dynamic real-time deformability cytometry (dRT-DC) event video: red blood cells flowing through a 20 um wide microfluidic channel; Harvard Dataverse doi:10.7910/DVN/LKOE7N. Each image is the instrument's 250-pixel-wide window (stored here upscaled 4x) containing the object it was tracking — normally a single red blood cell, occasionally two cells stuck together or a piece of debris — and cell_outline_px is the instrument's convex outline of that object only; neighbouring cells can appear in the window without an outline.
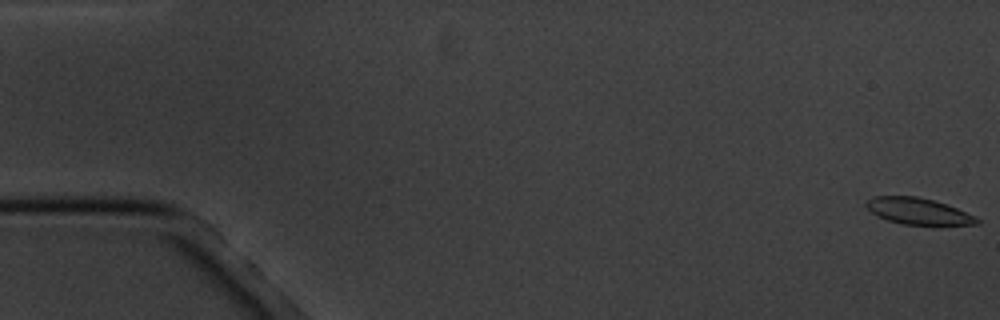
{"species": "common noctule bat (a hibernating species)", "species_latin": "Nyctalus noctula", "temperature_condition": "cold", "stored_images_in_passage": 10, "camera_frame_rate_fps": 3000, "um_per_image_px": 0.085, "animal": {"sex": "male", "body_mass_g": 20.1, "forearm_length_mm": 53.5}, "frame": {"image": 1, "passage_image": 1, "time_ms": 0.0, "image_size_px": [1000, 320], "cell_outline_px": [[980, 224], [940, 228], [900, 224], [876, 216], [864, 204], [868, 200], [876, 196], [916, 196], [932, 200], [956, 208], [976, 216], [980, 220]], "centroid_in_image_um": [78.15, 18.03], "position_along_channel_um": 6.9, "area_um2": 17.86}}
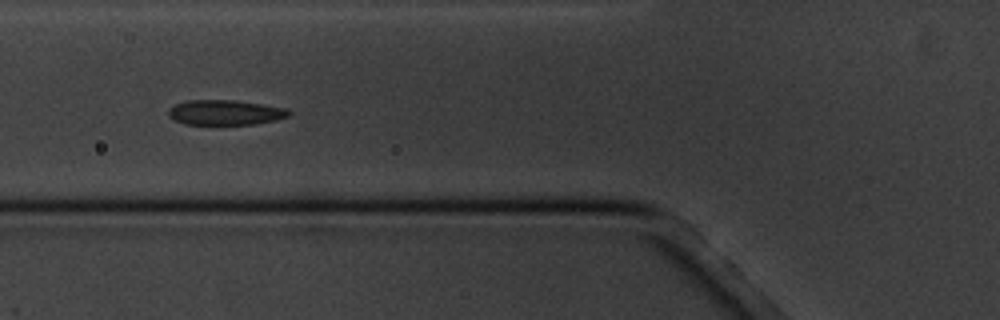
{"frame": {"image": 2, "passage_image": 7, "time_ms": 7.0, "image_size_px": [1000, 320], "cell_outline_px": [[292, 112], [288, 116], [276, 120], [256, 124], [184, 124], [172, 120], [168, 116], [168, 108], [176, 104], [188, 100], [232, 100], [288, 108]], "centroid_in_image_um": [19.12, 9.56], "position_along_channel_um": 106.7, "area_um2": 17.63}}
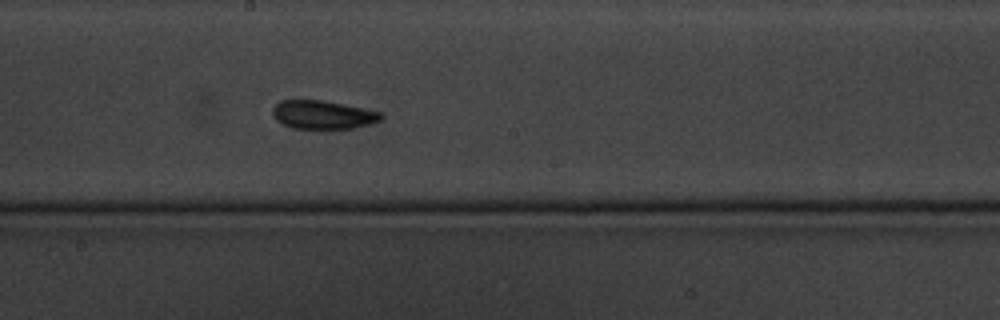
{"frame": {"image": 3, "passage_image": 10, "time_ms": 10.333, "image_size_px": [1000, 320], "cell_outline_px": [[384, 116], [380, 120], [368, 124], [352, 128], [292, 128], [276, 120], [272, 112], [272, 108], [280, 100], [324, 100], [384, 112]], "centroid_in_image_um": [27.46, 9.74], "position_along_channel_um": 220.7, "area_um2": 17.98}}